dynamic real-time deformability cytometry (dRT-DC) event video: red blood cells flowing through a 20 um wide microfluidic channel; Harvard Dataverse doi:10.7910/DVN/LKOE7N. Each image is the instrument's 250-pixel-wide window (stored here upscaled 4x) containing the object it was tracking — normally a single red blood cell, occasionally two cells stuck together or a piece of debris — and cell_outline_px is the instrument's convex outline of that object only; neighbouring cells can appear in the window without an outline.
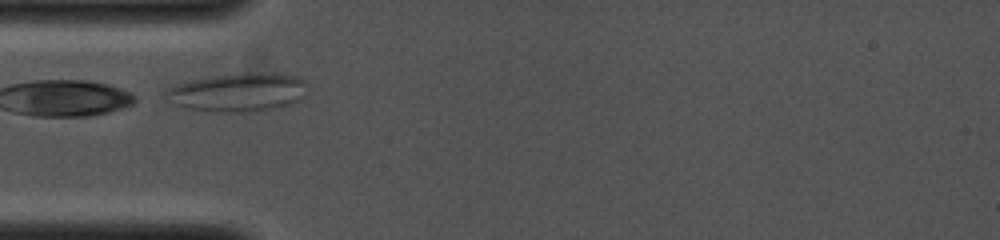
{"species": "common noctule bat (a hibernating species)", "species_latin": "Nyctalus noctula", "temperature_condition": "cold", "stored_images_in_passage": 3, "camera_frame_rate_fps": 4000, "um_per_image_px": 0.085, "animal": {"sex": "female", "body_mass_g": 19.0, "forearm_length_mm": 53.3}, "frame": {"image": 1, "passage_image": 1, "time_ms": 0.0, "image_size_px": [1000, 240], "cell_outline_px": [[304, 96], [300, 100], [292, 104], [256, 112], [216, 112], [184, 108], [176, 104], [164, 96], [164, 92], [172, 84], [192, 80], [216, 76], [244, 72], [260, 72], [300, 76], [304, 80]], "centroid_in_image_um": [20.22, 7.85], "position_along_channel_um": 64.8, "area_um2": 32.02}}